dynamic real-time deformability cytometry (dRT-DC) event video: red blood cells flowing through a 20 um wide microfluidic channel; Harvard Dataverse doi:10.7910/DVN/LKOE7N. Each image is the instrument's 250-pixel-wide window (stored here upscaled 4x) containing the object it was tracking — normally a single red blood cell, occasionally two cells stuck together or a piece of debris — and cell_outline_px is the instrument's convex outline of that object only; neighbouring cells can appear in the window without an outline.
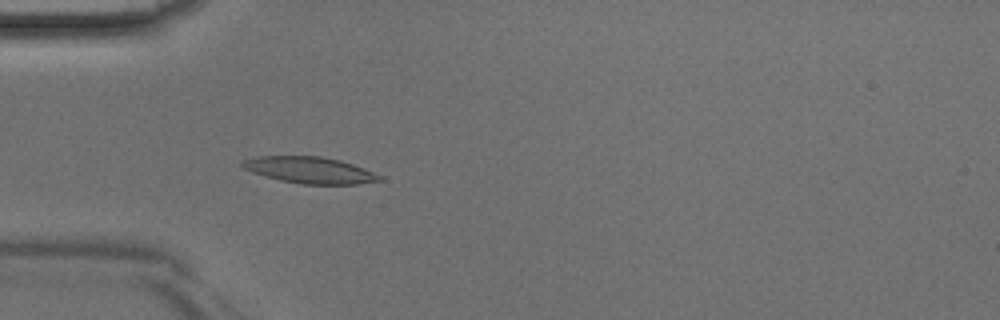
{"species": "Egyptian fruit bat (a non-hibernating species)", "species_latin": "Rousettus aegyptiacus", "temperature_condition": "room temperature", "stored_images_in_passage": 46, "camera_frame_rate_fps": 3000, "um_per_image_px": 0.085, "animal": {"sex": "male"}, "frame": {"image": 1, "passage_image": 14, "time_ms": 4.333, "image_size_px": [1000, 320], "cell_outline_px": [[384, 180], [356, 184], [300, 184], [280, 180], [252, 172], [244, 168], [240, 164], [240, 160], [256, 156], [320, 156], [340, 160], [364, 168], [384, 176]], "centroid_in_image_um": [26.34, 14.45], "position_along_channel_um": 58.7, "area_um2": 21.27}}
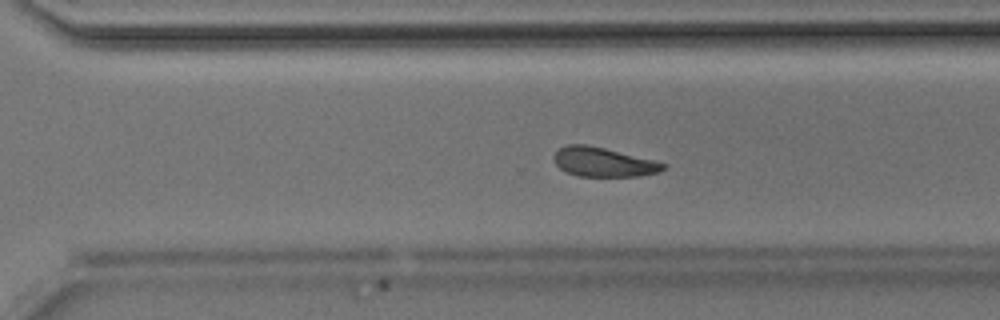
{"frame": {"image": 2, "passage_image": 32, "time_ms": 10.333, "image_size_px": [1000, 320], "cell_outline_px": [[668, 168], [660, 172], [640, 176], [576, 176], [564, 172], [556, 164], [552, 156], [556, 148], [568, 144], [588, 144], [656, 160], [668, 164]], "centroid_in_image_um": [51.29, 13.77], "position_along_channel_um": 319.3, "area_um2": 19.19}}
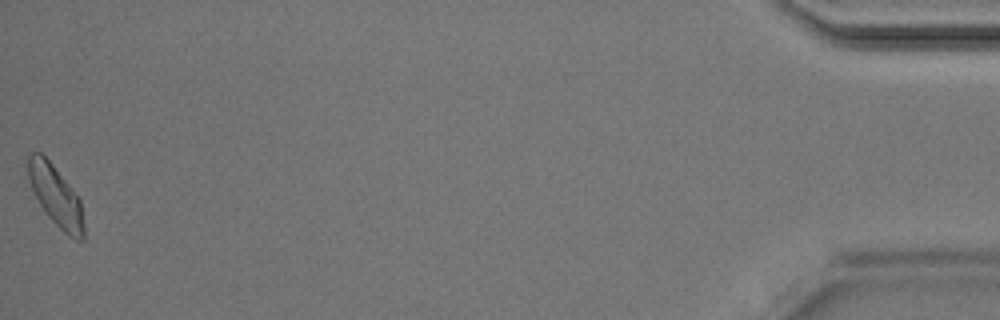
{"frame": {"image": 3, "passage_image": 46, "time_ms": 15.0, "image_size_px": [1000, 320], "cell_outline_px": [[84, 240], [76, 240], [68, 236], [44, 212], [32, 188], [28, 176], [28, 156], [32, 152], [40, 152], [52, 164], [72, 188], [80, 200], [84, 224]], "centroid_in_image_um": [4.76, 16.67], "position_along_channel_um": 430.4, "area_um2": 19.36}}